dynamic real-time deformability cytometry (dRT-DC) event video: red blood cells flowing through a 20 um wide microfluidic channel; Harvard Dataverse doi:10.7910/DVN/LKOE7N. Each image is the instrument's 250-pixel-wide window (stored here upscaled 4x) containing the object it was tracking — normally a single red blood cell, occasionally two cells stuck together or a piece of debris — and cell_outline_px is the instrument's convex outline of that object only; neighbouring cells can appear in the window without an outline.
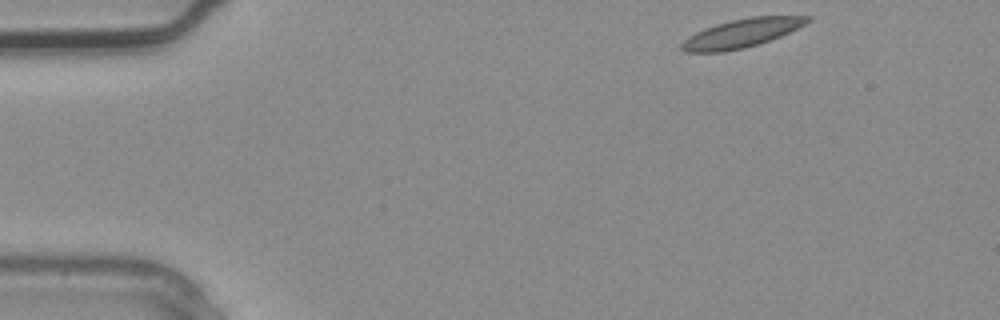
{"species": "common noctule bat (a hibernating species)", "species_latin": "Nyctalus noctula", "temperature_condition": "warm", "stored_images_in_passage": 2, "camera_frame_rate_fps": 3000, "um_per_image_px": 0.085, "animal": {"sex": "male", "body_mass_g": 20.4}, "frame": {"image": 1, "passage_image": 1, "time_ms": 0.0, "image_size_px": [1000, 320], "cell_outline_px": [[812, 20], [780, 36], [744, 48], [724, 52], [684, 52], [680, 48], [680, 44], [688, 36], [704, 28], [716, 24], [732, 20], [752, 16], [812, 16]], "centroid_in_image_um": [62.99, 2.82], "position_along_channel_um": 22.0, "area_um2": 20.75}}